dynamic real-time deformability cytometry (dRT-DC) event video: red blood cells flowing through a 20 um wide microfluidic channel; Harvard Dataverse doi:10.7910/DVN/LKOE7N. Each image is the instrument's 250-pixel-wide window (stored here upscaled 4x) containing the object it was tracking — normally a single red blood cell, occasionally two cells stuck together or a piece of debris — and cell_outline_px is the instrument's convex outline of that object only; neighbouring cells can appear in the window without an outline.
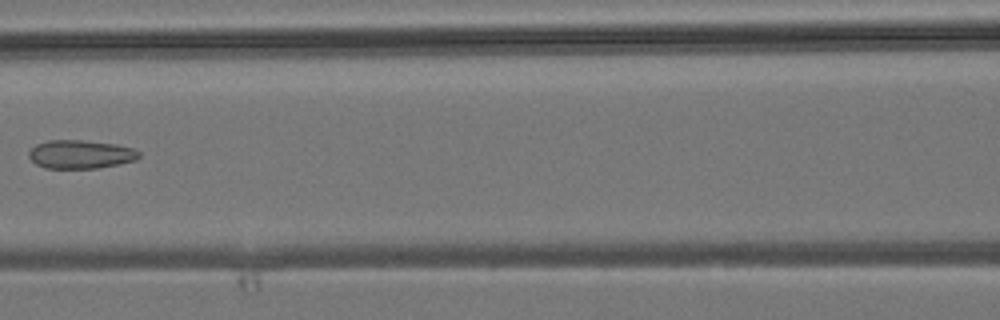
{"species": "common noctule bat (a hibernating species)", "species_latin": "Nyctalus noctula", "temperature_condition": "room temperature", "stored_images_in_passage": 6, "camera_frame_rate_fps": 3000, "um_per_image_px": 0.085, "animal": {"sex": "male", "body_mass_g": 19.2, "forearm_length_mm": 51.8}, "frame": {"image": 1, "passage_image": 6, "time_ms": 5.667, "image_size_px": [1000, 320], "cell_outline_px": [[140, 156], [136, 160], [96, 168], [44, 168], [36, 164], [28, 156], [28, 152], [36, 144], [48, 140], [80, 140], [116, 144], [132, 148], [140, 152]], "centroid_in_image_um": [6.82, 13.11], "position_along_channel_um": 159.8, "area_um2": 18.21}}